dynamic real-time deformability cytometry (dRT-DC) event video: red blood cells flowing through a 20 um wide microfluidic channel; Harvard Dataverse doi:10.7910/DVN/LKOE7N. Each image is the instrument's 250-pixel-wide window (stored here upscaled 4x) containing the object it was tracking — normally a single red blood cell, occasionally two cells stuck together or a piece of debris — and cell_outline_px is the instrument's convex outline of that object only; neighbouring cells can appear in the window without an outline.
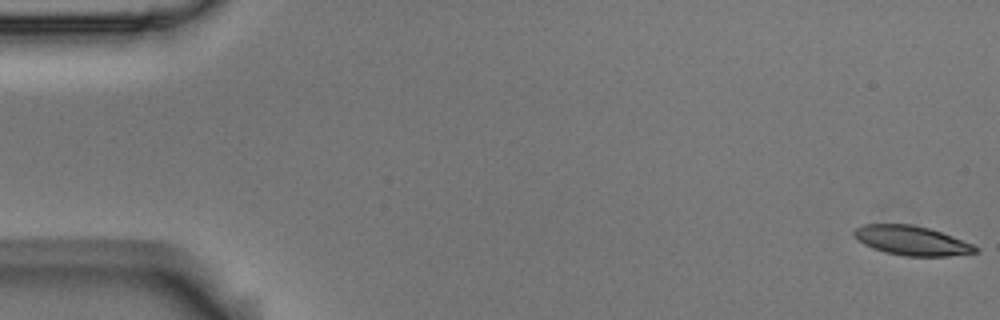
{"species": "Egyptian fruit bat (a non-hibernating species)", "species_latin": "Rousettus aegyptiacus", "temperature_condition": "room temperature", "stored_images_in_passage": 4, "camera_frame_rate_fps": 3000, "um_per_image_px": 0.085, "animal": {"sex": "male"}, "frame": {"image": 1, "passage_image": 1, "time_ms": 0.0, "image_size_px": [1000, 320], "cell_outline_px": [[980, 252], [948, 256], [904, 256], [884, 252], [872, 248], [856, 240], [852, 232], [856, 228], [864, 224], [912, 224], [928, 228], [952, 236], [972, 244], [980, 248]], "centroid_in_image_um": [77.48, 20.45], "position_along_channel_um": 7.5, "area_um2": 20.87}}